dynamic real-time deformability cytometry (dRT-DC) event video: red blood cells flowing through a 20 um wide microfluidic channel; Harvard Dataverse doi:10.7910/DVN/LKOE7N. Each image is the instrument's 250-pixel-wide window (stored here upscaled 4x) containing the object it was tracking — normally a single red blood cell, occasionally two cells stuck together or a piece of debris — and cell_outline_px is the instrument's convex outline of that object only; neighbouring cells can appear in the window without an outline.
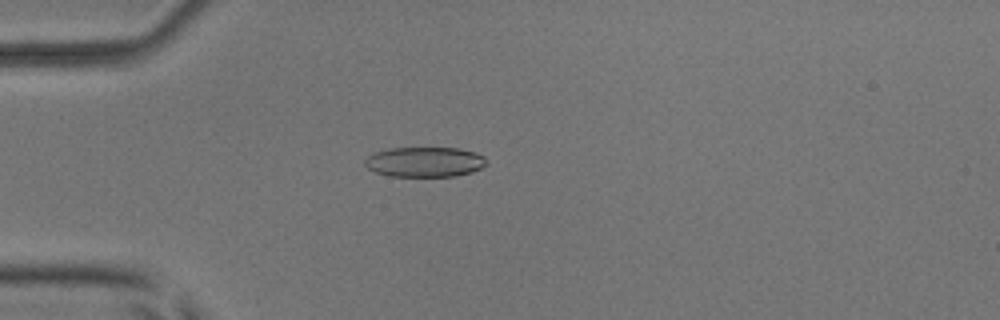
{"species": "common noctule bat (a hibernating species)", "species_latin": "Nyctalus noctula", "temperature_condition": "room temperature", "stored_images_in_passage": 6, "camera_frame_rate_fps": 3000, "um_per_image_px": 0.085, "animal": {"sex": "male", "body_mass_g": 17.9, "forearm_length_mm": 54.2}, "frame": {"image": 1, "passage_image": 5, "time_ms": 4.667, "image_size_px": [1000, 320], "cell_outline_px": [[488, 164], [472, 172], [456, 176], [388, 176], [376, 172], [368, 168], [364, 164], [364, 160], [372, 152], [392, 148], [460, 148], [476, 152], [484, 156], [488, 160]], "centroid_in_image_um": [36.12, 13.76], "position_along_channel_um": 48.9, "area_um2": 21.5}}